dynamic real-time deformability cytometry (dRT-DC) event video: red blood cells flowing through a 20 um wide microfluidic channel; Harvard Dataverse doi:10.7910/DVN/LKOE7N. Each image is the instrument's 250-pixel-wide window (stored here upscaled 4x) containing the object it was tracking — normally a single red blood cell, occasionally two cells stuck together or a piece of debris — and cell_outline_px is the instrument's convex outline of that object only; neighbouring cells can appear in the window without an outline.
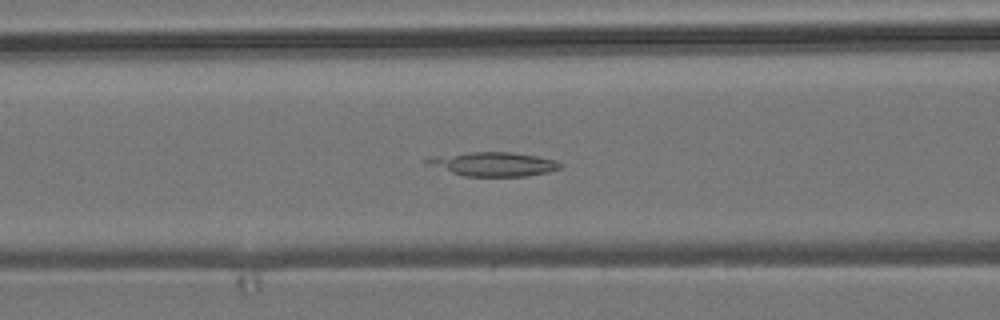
{"species": "common noctule bat (a hibernating species)", "species_latin": "Nyctalus noctula", "temperature_condition": "room temperature", "stored_images_in_passage": 40, "camera_frame_rate_fps": 3000, "um_per_image_px": 0.085, "animal": {"sex": "male", "body_mass_g": 19.2, "forearm_length_mm": 51.8}, "frame": {"image": 1, "passage_image": 8, "time_ms": 2.333, "image_size_px": [1000, 320], "cell_outline_px": [[564, 164], [560, 168], [548, 172], [524, 176], [464, 176], [424, 164], [424, 160], [428, 156], [468, 152], [512, 152], [536, 156], [556, 160]], "centroid_in_image_um": [41.89, 13.94], "position_along_channel_um": 124.7, "area_um2": 18.84}}
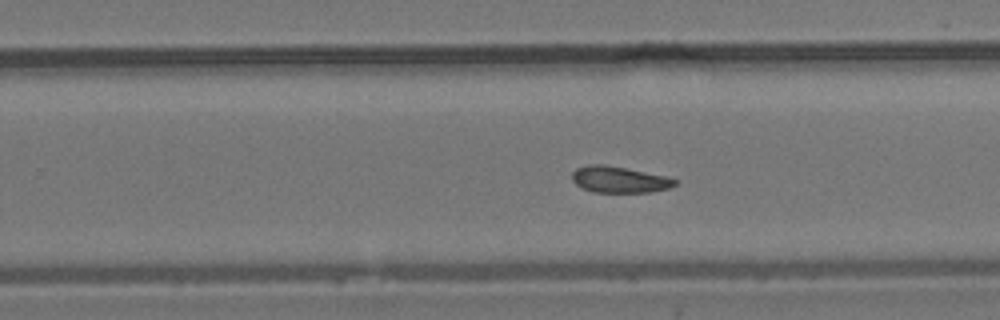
{"frame": {"image": 2, "passage_image": 20, "time_ms": 6.333, "image_size_px": [1000, 320], "cell_outline_px": [[680, 180], [676, 184], [668, 188], [652, 192], [592, 192], [580, 188], [572, 180], [572, 172], [576, 168], [588, 164], [604, 164], [664, 176]], "centroid_in_image_um": [52.6, 15.27], "position_along_channel_um": 277.2, "area_um2": 15.78}}
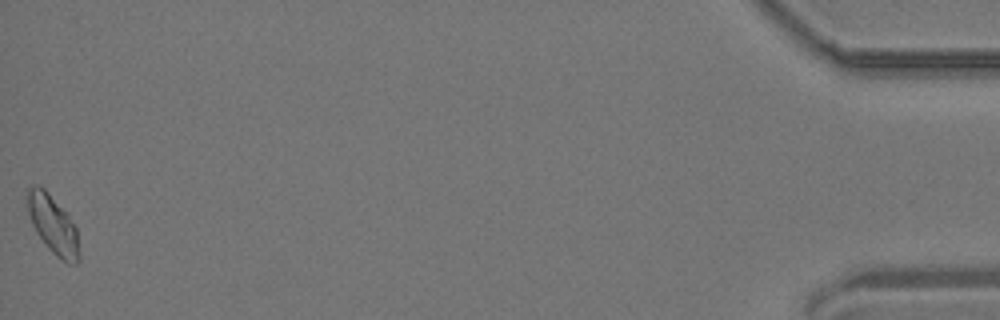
{"frame": {"image": 3, "passage_image": 40, "time_ms": 13.0, "image_size_px": [1000, 320], "cell_outline_px": [[80, 260], [76, 264], [68, 264], [60, 260], [48, 248], [36, 232], [32, 224], [28, 212], [28, 188], [40, 184], [68, 212], [76, 228], [80, 256]], "centroid_in_image_um": [4.54, 19.12], "position_along_channel_um": 430.7, "area_um2": 17.8}}